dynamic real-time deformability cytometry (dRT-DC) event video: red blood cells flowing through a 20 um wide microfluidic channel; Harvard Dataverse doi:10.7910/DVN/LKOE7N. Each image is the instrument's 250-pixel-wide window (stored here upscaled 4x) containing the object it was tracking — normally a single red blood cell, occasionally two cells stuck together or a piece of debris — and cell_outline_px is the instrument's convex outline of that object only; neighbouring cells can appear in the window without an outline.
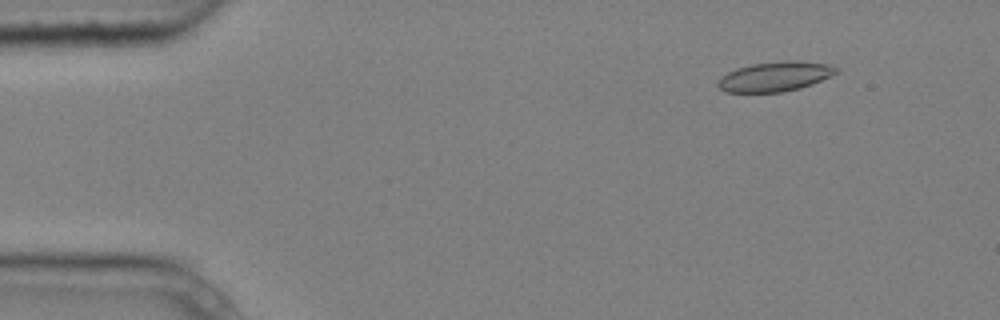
{"species": "common noctule bat (a hibernating species)", "species_latin": "Nyctalus noctula", "temperature_condition": "cold", "stored_images_in_passage": 5, "camera_frame_rate_fps": 3000, "um_per_image_px": 0.085, "animal": {"sex": "male", "body_mass_g": 20.4}, "frame": {"image": 1, "passage_image": 2, "time_ms": 0.333, "image_size_px": [1000, 320], "cell_outline_px": [[840, 72], [812, 84], [800, 88], [780, 92], [724, 92], [716, 84], [728, 72], [736, 68], [752, 64], [784, 60], [796, 60], [828, 64], [840, 68]], "centroid_in_image_um": [65.93, 6.49], "position_along_channel_um": 19.1, "area_um2": 20.52}}
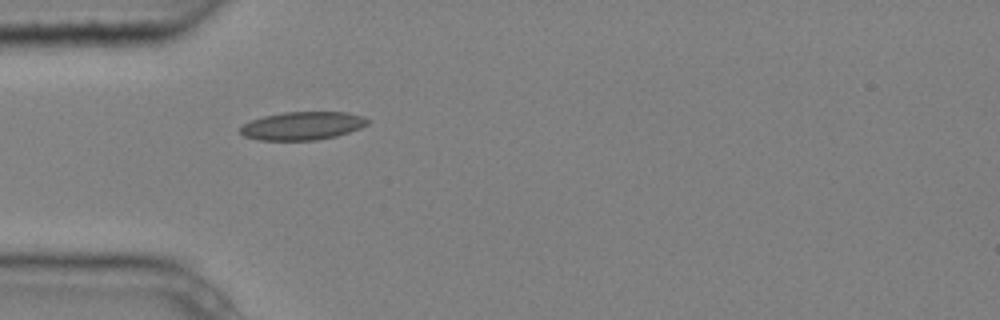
{"frame": {"image": 2, "passage_image": 5, "time_ms": 1.333, "image_size_px": [1000, 320], "cell_outline_px": [[372, 120], [368, 124], [360, 128], [336, 136], [316, 140], [260, 140], [244, 136], [240, 132], [240, 128], [244, 124], [252, 120], [264, 116], [284, 112], [348, 112], [364, 116]], "centroid_in_image_um": [25.76, 10.69], "position_along_channel_um": 59.2, "area_um2": 20.92}}